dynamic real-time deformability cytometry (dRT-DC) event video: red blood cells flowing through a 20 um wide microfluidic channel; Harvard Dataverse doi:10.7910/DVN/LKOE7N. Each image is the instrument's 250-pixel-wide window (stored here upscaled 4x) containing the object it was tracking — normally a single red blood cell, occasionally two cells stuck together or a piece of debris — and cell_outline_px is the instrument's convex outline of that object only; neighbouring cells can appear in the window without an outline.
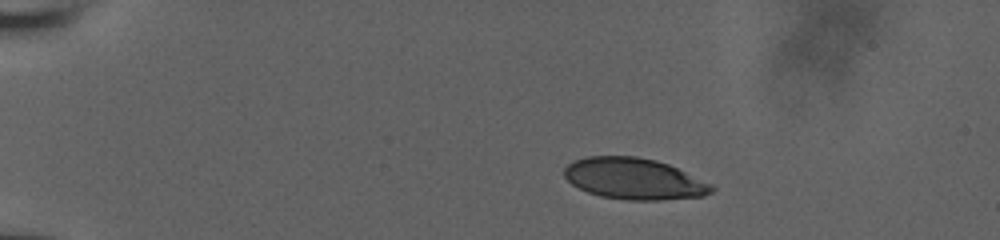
{"species": "human", "species_latin": "Homo sapiens", "temperature_condition": "room temperature", "stored_images_in_passage": 46, "camera_frame_rate_fps": 3000, "um_per_image_px": 0.085, "donor": {"sex": "male"}, "frame": {"image": 1, "passage_image": 1, "time_ms": 0.0, "image_size_px": [1000, 240], "cell_outline_px": [[716, 188], [712, 192], [704, 196], [660, 200], [628, 200], [600, 196], [588, 192], [572, 184], [564, 176], [564, 168], [572, 160], [588, 156], [636, 156], [656, 160], [668, 164], [712, 184]], "centroid_in_image_um": [53.89, 15.19], "position_along_channel_um": 31.1, "area_um2": 35.49}}
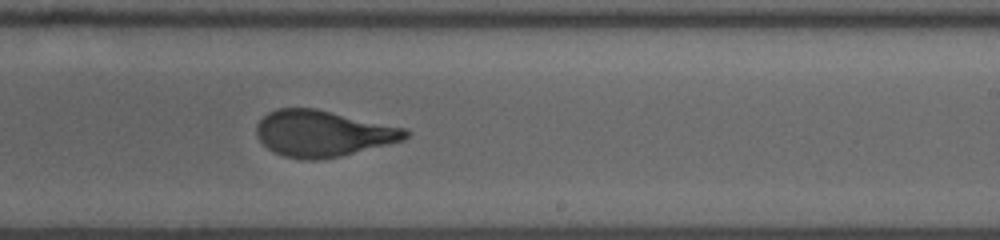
{"frame": {"image": 2, "passage_image": 26, "time_ms": 8.333, "image_size_px": [1000, 240], "cell_outline_px": [[408, 136], [404, 140], [340, 156], [316, 160], [304, 160], [284, 156], [268, 148], [256, 136], [256, 124], [268, 112], [276, 108], [316, 108], [404, 128], [408, 132]], "centroid_in_image_um": [27.4, 11.34], "position_along_channel_um": 261.6, "area_um2": 39.82}}
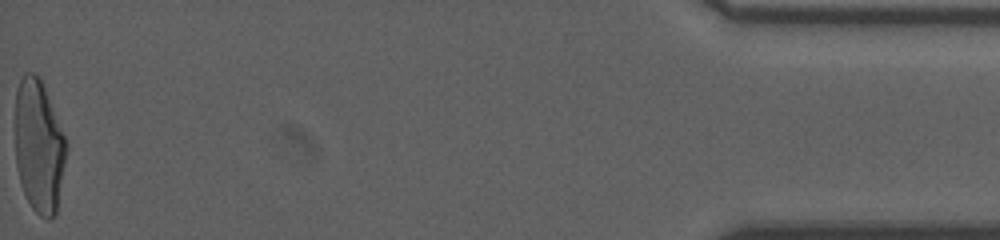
{"frame": {"image": 3, "passage_image": 46, "time_ms": 15.0, "image_size_px": [1000, 240], "cell_outline_px": [[68, 148], [56, 212], [48, 220], [40, 216], [32, 208], [20, 184], [16, 168], [16, 92], [20, 80], [24, 72], [32, 72], [40, 76], [64, 136]], "centroid_in_image_um": [3.3, 12.43], "position_along_channel_um": 431.9, "area_um2": 39.42}, "authors_computed_cell_mechanics": {"area_um2": 39.8242, "velocity_mm_per_s": 3.8607, "shape_relaxation_time_tau1_ms": 4.8208, "shape_relaxation_time_tau2_ms": null, "deformation_change_tau1": 0.215, "deformation_change_tau2": null}}